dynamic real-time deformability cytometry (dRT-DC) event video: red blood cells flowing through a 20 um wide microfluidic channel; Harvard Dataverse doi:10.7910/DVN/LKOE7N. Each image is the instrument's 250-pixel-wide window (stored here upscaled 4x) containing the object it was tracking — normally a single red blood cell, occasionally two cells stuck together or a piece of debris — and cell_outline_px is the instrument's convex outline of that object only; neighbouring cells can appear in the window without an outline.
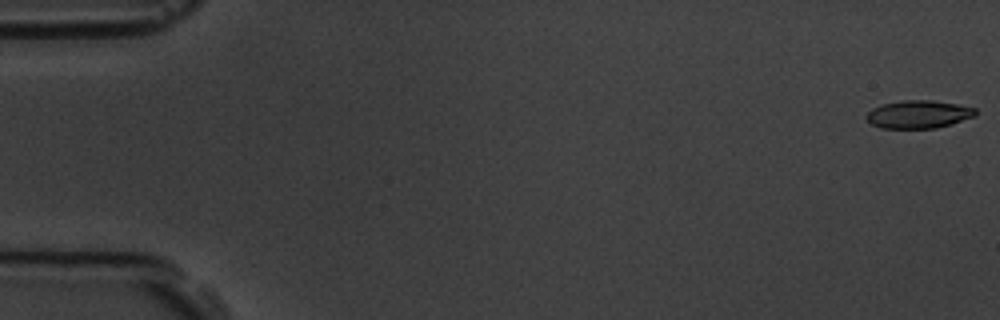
{"species": "common noctule bat (a hibernating species)", "species_latin": "Nyctalus noctula", "temperature_condition": "room temperature", "stored_images_in_passage": 5, "camera_frame_rate_fps": 3000, "um_per_image_px": 0.085, "animal": {"sex": "male", "body_mass_g": 19.5, "forearm_length_mm": 54.6}, "frame": {"image": 1, "passage_image": 1, "time_ms": 0.0, "image_size_px": [1000, 320], "cell_outline_px": [[976, 116], [952, 124], [936, 128], [880, 128], [872, 124], [864, 116], [872, 108], [884, 104], [900, 100], [932, 100], [956, 104], [976, 108]], "centroid_in_image_um": [78.08, 9.72], "position_along_channel_um": 6.9, "area_um2": 17.8}}
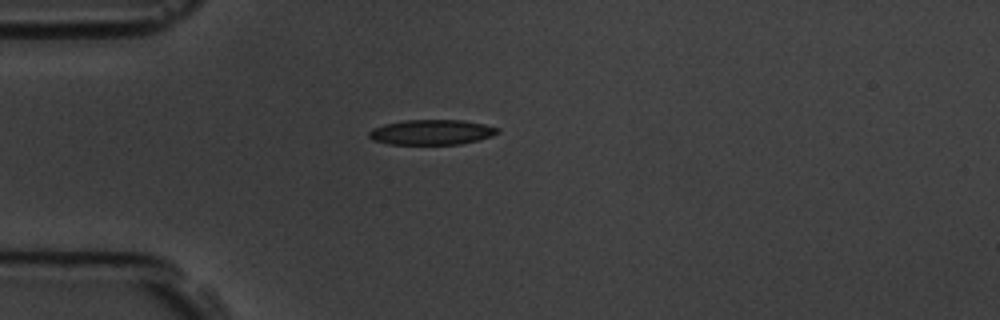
{"frame": {"image": 2, "passage_image": 4, "time_ms": 4.667, "image_size_px": [1000, 320], "cell_outline_px": [[500, 132], [492, 136], [460, 144], [388, 144], [372, 140], [368, 136], [368, 132], [372, 128], [384, 124], [404, 120], [464, 120], [484, 124], [500, 128]], "centroid_in_image_um": [36.67, 11.23], "position_along_channel_um": 48.3, "area_um2": 18.9}}